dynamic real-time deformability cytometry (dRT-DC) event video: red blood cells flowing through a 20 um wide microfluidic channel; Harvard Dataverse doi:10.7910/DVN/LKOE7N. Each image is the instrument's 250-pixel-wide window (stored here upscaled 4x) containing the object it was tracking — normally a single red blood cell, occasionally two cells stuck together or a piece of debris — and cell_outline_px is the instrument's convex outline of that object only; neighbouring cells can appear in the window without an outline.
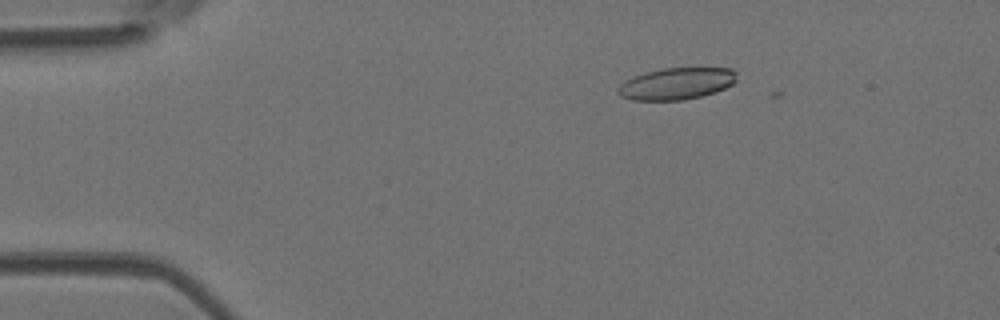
{"species": "Egyptian fruit bat (a non-hibernating species)", "species_latin": "Rousettus aegyptiacus", "temperature_condition": "room temperature", "stored_images_in_passage": 2, "camera_frame_rate_fps": 3000, "um_per_image_px": 0.085, "animal": {"sex": "female"}, "frame": {"image": 1, "passage_image": 1, "time_ms": 0.0, "image_size_px": [1000, 320], "cell_outline_px": [[736, 80], [732, 84], [724, 88], [700, 96], [684, 100], [632, 100], [620, 96], [616, 92], [616, 88], [624, 80], [632, 76], [644, 72], [664, 68], [732, 68], [736, 72]], "centroid_in_image_um": [57.44, 7.1], "position_along_channel_um": 27.6, "area_um2": 22.08}}